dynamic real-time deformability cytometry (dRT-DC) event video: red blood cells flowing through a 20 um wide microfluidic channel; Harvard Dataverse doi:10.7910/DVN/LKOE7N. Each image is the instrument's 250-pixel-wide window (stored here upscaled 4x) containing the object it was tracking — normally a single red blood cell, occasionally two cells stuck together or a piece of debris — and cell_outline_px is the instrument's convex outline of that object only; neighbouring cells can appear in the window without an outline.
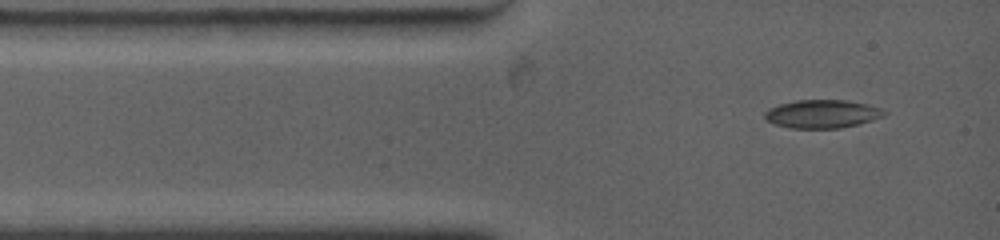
{"species": "common noctule bat (a hibernating species)", "species_latin": "Nyctalus noctula", "temperature_condition": "warm", "stored_images_in_passage": 11, "camera_frame_rate_fps": 4500, "um_per_image_px": 0.085, "animal": {"sex": "female", "body_mass_g": 19.0, "forearm_length_mm": 53.3}, "frame": {"image": 1, "passage_image": 1, "time_ms": 0.0, "image_size_px": [1000, 240], "cell_outline_px": [[888, 112], [884, 116], [860, 124], [840, 128], [788, 128], [772, 124], [764, 120], [764, 112], [768, 108], [780, 104], [796, 100], [848, 100], [868, 104], [880, 108]], "centroid_in_image_um": [69.86, 9.69], "position_along_channel_um": 15.1, "area_um2": 20.0}}
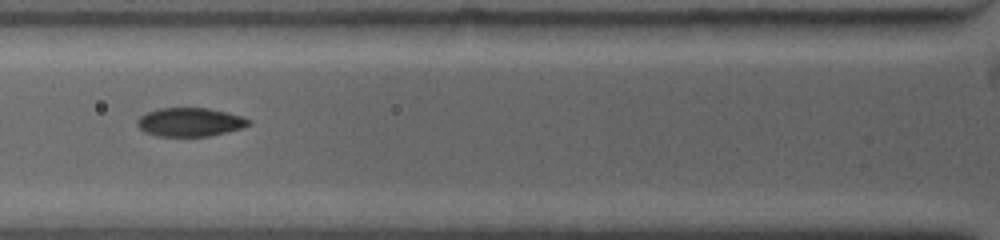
{"frame": {"image": 2, "passage_image": 5, "time_ms": 3.111, "image_size_px": [1000, 240], "cell_outline_px": [[252, 120], [248, 124], [240, 128], [208, 136], [156, 136], [144, 132], [136, 124], [136, 120], [140, 116], [148, 112], [160, 108], [208, 108], [240, 116]], "centroid_in_image_um": [16.08, 10.38], "position_along_channel_um": 109.7, "area_um2": 18.32}}
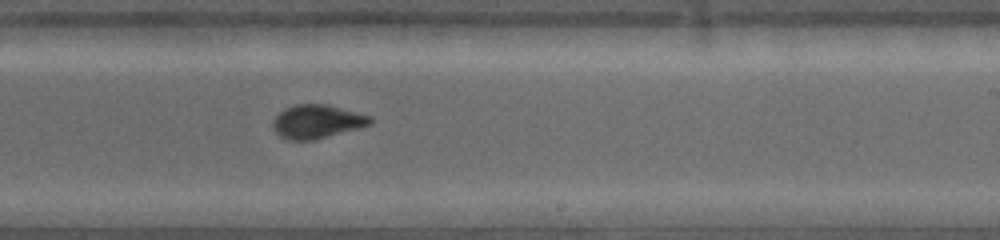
{"frame": {"image": 3, "passage_image": 11, "time_ms": 7.111, "image_size_px": [1000, 240], "cell_outline_px": [[372, 124], [316, 140], [288, 140], [280, 136], [272, 128], [272, 120], [280, 112], [296, 104], [328, 104], [372, 116]], "centroid_in_image_um": [26.95, 10.34], "position_along_channel_um": 262.0, "area_um2": 19.13}}